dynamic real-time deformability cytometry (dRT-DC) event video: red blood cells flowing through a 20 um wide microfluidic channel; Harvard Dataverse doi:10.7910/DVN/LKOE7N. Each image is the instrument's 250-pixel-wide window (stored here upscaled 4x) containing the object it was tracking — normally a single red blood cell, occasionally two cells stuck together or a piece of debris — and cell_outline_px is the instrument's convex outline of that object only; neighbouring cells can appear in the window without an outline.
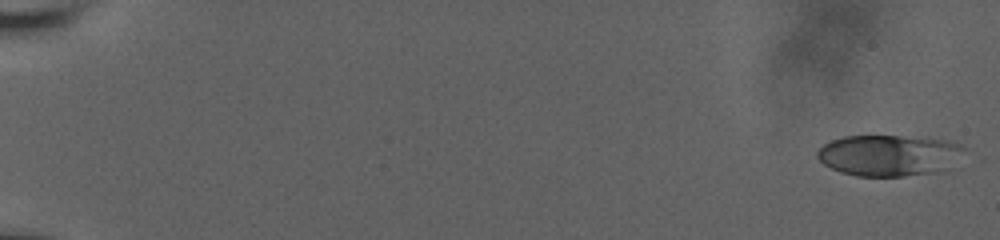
{"species": "human", "species_latin": "Homo sapiens", "temperature_condition": "room temperature", "stored_images_in_passage": 42, "camera_frame_rate_fps": 3000, "um_per_image_px": 0.085, "donor": {"sex": "male"}, "frame": {"image": 1, "passage_image": 1, "time_ms": 0.0, "image_size_px": [1000, 240], "cell_outline_px": [[964, 148], [940, 172], [904, 176], [856, 176], [840, 172], [824, 164], [816, 156], [816, 152], [824, 144], [832, 140], [844, 136], [924, 136], [948, 140], [960, 144]], "centroid_in_image_um": [75.5, 13.19], "position_along_channel_um": 9.5, "area_um2": 35.03}}
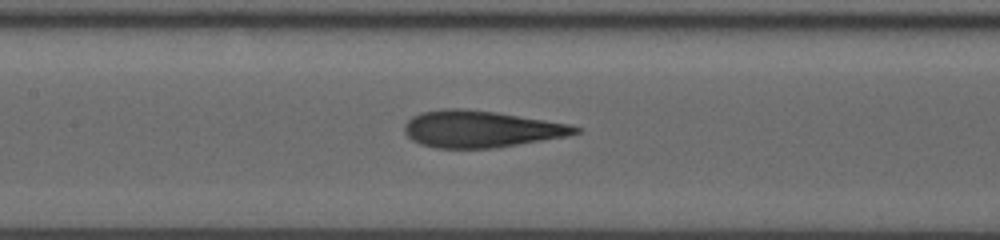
{"frame": {"image": 2, "passage_image": 26, "time_ms": 9.667, "image_size_px": [1000, 240], "cell_outline_px": [[584, 128], [580, 132], [568, 136], [492, 148], [436, 148], [420, 144], [412, 140], [404, 132], [404, 124], [412, 116], [420, 112], [444, 108], [460, 108], [496, 112], [572, 124]], "centroid_in_image_um": [40.88, 10.96], "position_along_channel_um": 166.5, "area_um2": 36.76}}
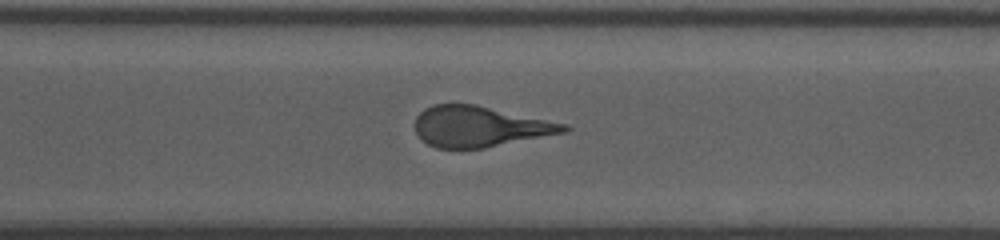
{"frame": {"image": 3, "passage_image": 41, "time_ms": 14.0, "image_size_px": [1000, 240], "cell_outline_px": [[572, 128], [568, 132], [484, 148], [436, 148], [420, 140], [416, 136], [416, 116], [424, 108], [432, 104], [476, 104], [568, 124]], "centroid_in_image_um": [40.79, 10.75], "position_along_channel_um": 329.8, "area_um2": 35.6}}